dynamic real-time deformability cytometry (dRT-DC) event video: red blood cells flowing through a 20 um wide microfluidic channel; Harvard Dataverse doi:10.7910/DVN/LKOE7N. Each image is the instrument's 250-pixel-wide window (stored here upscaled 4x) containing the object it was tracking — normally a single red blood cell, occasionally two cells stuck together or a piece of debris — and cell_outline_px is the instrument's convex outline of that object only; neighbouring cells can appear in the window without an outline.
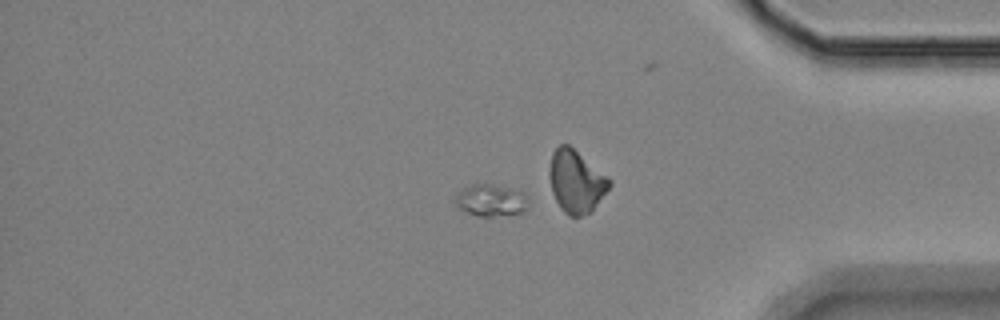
{"species": "Egyptian fruit bat (a non-hibernating species)", "species_latin": "Rousettus aegyptiacus", "temperature_condition": "room temperature", "stored_images_in_passage": 39, "camera_frame_rate_fps": 3000, "um_per_image_px": 0.085, "animal": {"sex": "female"}, "frame": {"image": 1, "passage_image": 32, "time_ms": 10.333, "image_size_px": [1000, 320], "cell_outline_px": [[528, 200], [524, 212], [492, 216], [480, 216], [456, 208], [452, 200], [456, 192], [472, 184], [492, 184], [516, 188], [524, 192], [528, 196]], "centroid_in_image_um": [41.7, 17.0], "position_along_channel_um": 393.5, "area_um2": 13.99}}